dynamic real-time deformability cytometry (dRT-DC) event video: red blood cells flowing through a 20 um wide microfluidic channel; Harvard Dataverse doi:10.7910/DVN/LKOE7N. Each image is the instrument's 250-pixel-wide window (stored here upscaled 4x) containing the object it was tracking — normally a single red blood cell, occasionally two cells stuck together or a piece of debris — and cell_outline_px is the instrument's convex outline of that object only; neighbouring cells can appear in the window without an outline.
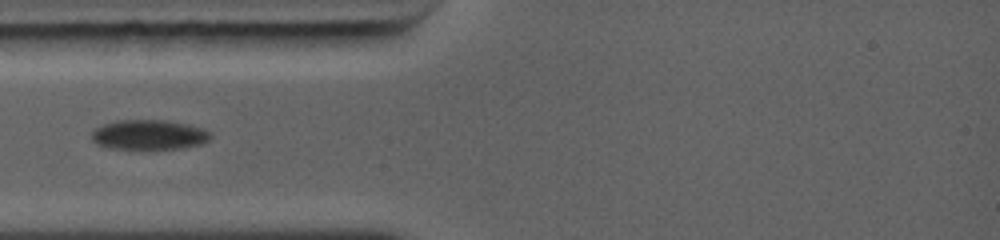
{"species": "common noctule bat (a hibernating species)", "species_latin": "Nyctalus noctula", "temperature_condition": "warm", "stored_images_in_passage": 4, "camera_frame_rate_fps": 5000, "um_per_image_px": 0.085, "animal": {"sex": "female", "body_mass_g": 19.0, "forearm_length_mm": 56.7}, "frame": {"image": 1, "passage_image": 2, "time_ms": 0.8, "image_size_px": [1000, 240], "cell_outline_px": [[212, 136], [208, 140], [200, 144], [180, 148], [148, 152], [108, 148], [96, 144], [92, 140], [92, 132], [96, 128], [104, 124], [116, 120], [168, 120], [188, 124], [204, 128], [212, 132]], "centroid_in_image_um": [12.67, 11.5], "position_along_channel_um": 72.3, "area_um2": 21.68}}
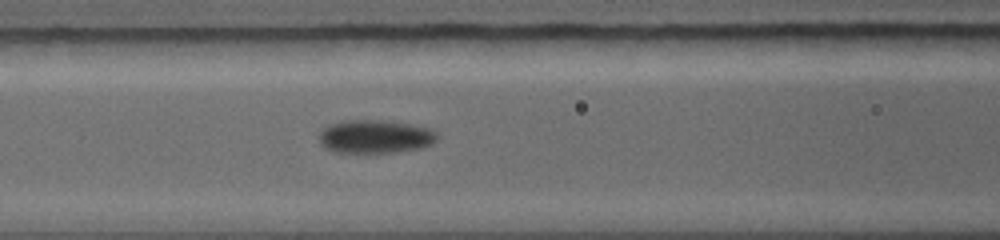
{"frame": {"image": 2, "passage_image": 4, "time_ms": 2.2, "image_size_px": [1000, 240], "cell_outline_px": [[436, 140], [432, 144], [424, 148], [396, 152], [332, 152], [324, 148], [320, 144], [320, 132], [328, 124], [340, 120], [380, 120], [412, 124], [428, 128], [436, 132]], "centroid_in_image_um": [31.87, 11.61], "position_along_channel_um": 134.7, "area_um2": 23.12}}